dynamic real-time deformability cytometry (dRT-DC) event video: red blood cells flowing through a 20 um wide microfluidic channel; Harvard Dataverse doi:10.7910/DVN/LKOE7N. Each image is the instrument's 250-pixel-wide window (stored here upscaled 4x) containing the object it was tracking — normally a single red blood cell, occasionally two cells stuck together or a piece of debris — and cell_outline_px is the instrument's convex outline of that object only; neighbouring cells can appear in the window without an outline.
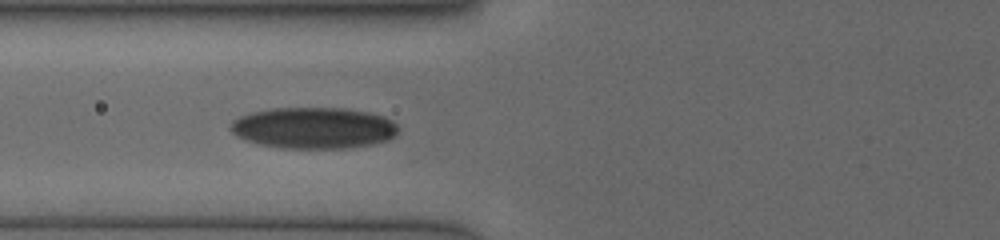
{"species": "human", "species_latin": "Homo sapiens", "temperature_condition": "cold", "stored_images_in_passage": 9, "camera_frame_rate_fps": 3000, "um_per_image_px": 0.085, "donor": {"sex": "female"}, "frame": {"image": 1, "passage_image": 2, "time_ms": 0.667, "image_size_px": [1000, 240], "cell_outline_px": [[400, 128], [396, 136], [388, 140], [372, 144], [348, 148], [280, 148], [260, 144], [236, 136], [228, 128], [232, 120], [240, 116], [272, 108], [344, 108], [368, 112], [384, 116], [392, 120]], "centroid_in_image_um": [26.69, 10.87], "position_along_channel_um": 99.1, "area_um2": 40.52}}
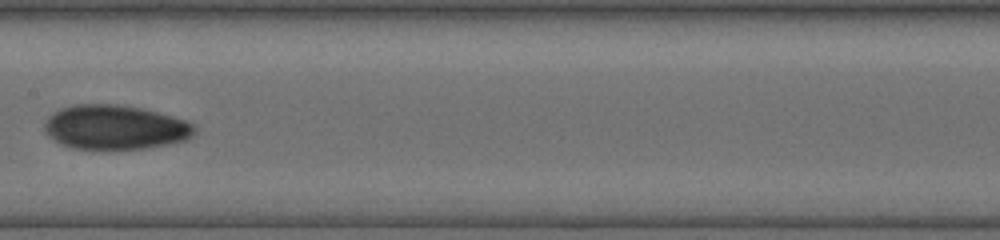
{"frame": {"image": 2, "passage_image": 5, "time_ms": 3.0, "image_size_px": [1000, 240], "cell_outline_px": [[196, 132], [188, 140], [168, 144], [144, 148], [72, 148], [60, 144], [48, 136], [44, 132], [44, 124], [48, 116], [52, 112], [60, 108], [72, 104], [116, 104], [140, 108], [172, 116], [184, 120], [192, 124], [196, 128]], "centroid_in_image_um": [9.75, 10.81], "position_along_channel_um": 197.7, "area_um2": 38.78}}
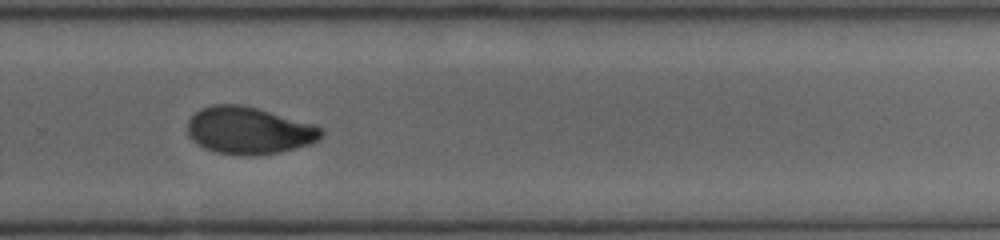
{"frame": {"image": 3, "passage_image": 8, "time_ms": 5.667, "image_size_px": [1000, 240], "cell_outline_px": [[324, 132], [316, 140], [308, 144], [296, 148], [280, 152], [256, 156], [240, 156], [216, 152], [204, 148], [192, 140], [188, 136], [188, 120], [200, 108], [212, 104], [240, 104], [256, 108], [316, 124]], "centroid_in_image_um": [21.13, 11.1], "position_along_channel_um": 308.7, "area_um2": 36.93}}